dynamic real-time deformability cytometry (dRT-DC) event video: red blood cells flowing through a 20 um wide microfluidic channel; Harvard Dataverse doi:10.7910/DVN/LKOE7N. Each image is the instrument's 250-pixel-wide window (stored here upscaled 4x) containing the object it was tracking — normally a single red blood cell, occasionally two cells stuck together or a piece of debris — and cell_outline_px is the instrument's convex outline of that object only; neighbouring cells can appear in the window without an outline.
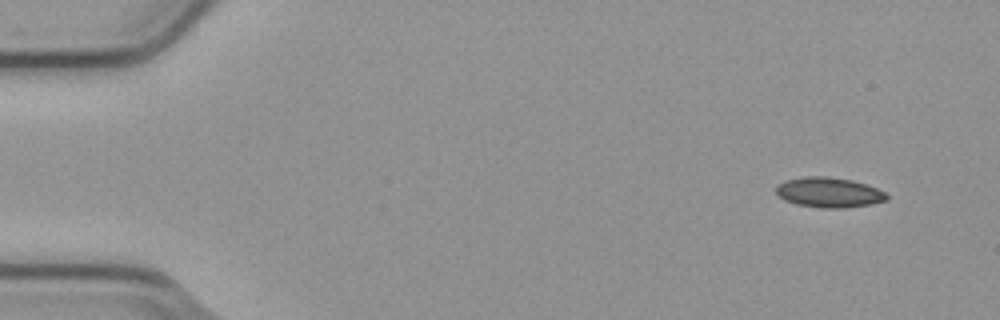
{"species": "common noctule bat (a hibernating species)", "species_latin": "Nyctalus noctula", "temperature_condition": "cold", "stored_images_in_passage": 5, "camera_frame_rate_fps": 3000, "um_per_image_px": 0.085, "animal": {"sex": "male", "body_mass_g": 23.1, "forearm_length_mm": 52.7}, "frame": {"image": 1, "passage_image": 1, "time_ms": 0.0, "image_size_px": [1000, 320], "cell_outline_px": [[888, 200], [872, 204], [844, 208], [820, 208], [796, 204], [784, 200], [776, 192], [776, 184], [784, 180], [804, 176], [828, 176], [852, 180], [876, 188], [884, 192], [888, 196]], "centroid_in_image_um": [70.43, 16.35], "position_along_channel_um": 14.6, "area_um2": 19.54}}
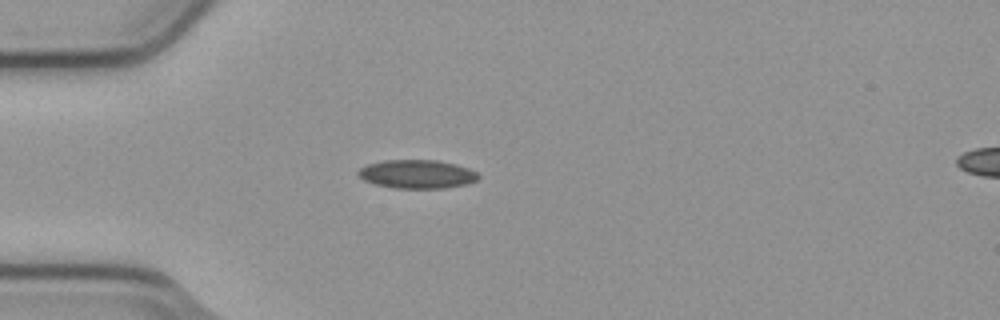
{"frame": {"image": 2, "passage_image": 4, "time_ms": 1.0, "image_size_px": [1000, 320], "cell_outline_px": [[480, 176], [476, 180], [468, 184], [444, 188], [392, 188], [376, 184], [364, 180], [356, 172], [360, 168], [368, 164], [384, 160], [436, 160], [456, 164], [468, 168], [476, 172]], "centroid_in_image_um": [35.45, 14.8], "position_along_channel_um": 49.5, "area_um2": 20.0}}